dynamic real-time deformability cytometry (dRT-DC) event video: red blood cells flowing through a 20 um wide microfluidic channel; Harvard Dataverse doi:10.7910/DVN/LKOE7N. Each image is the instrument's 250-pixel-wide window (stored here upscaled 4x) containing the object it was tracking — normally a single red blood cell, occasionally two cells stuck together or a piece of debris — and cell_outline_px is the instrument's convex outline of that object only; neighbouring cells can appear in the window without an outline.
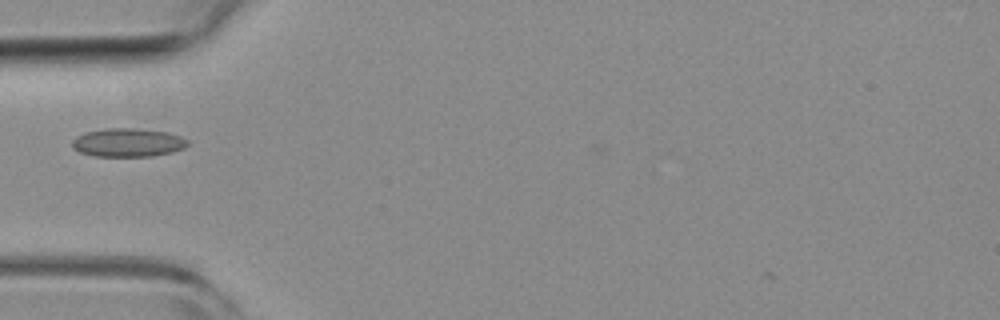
{"species": "common noctule bat (a hibernating species)", "species_latin": "Nyctalus noctula", "temperature_condition": "room temperature", "stored_images_in_passage": 39, "camera_frame_rate_fps": 3000, "um_per_image_px": 0.085, "animal": {"sex": "female", "body_mass_g": 19.3, "forearm_length_mm": 54.1}, "frame": {"image": 1, "passage_image": 2, "time_ms": 0.333, "image_size_px": [1000, 320], "cell_outline_px": [[188, 144], [184, 148], [172, 152], [152, 156], [96, 156], [80, 152], [72, 148], [72, 140], [76, 136], [84, 132], [104, 128], [136, 128], [168, 132], [180, 136], [188, 140]], "centroid_in_image_um": [10.85, 12.11], "position_along_channel_um": 74.1, "area_um2": 19.31}}
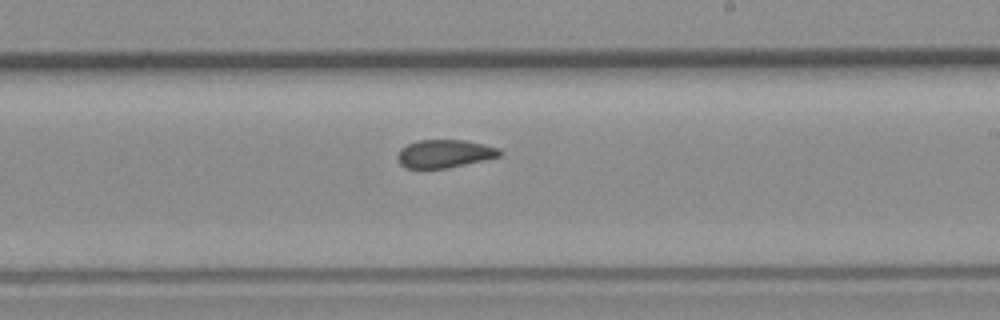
{"frame": {"image": 2, "passage_image": 16, "time_ms": 5.0, "image_size_px": [1000, 320], "cell_outline_px": [[504, 152], [500, 156], [484, 160], [448, 168], [404, 168], [396, 160], [396, 156], [400, 148], [416, 140], [464, 140], [484, 144], [500, 148]], "centroid_in_image_um": [37.77, 13.06], "position_along_channel_um": 251.2, "area_um2": 16.94}}
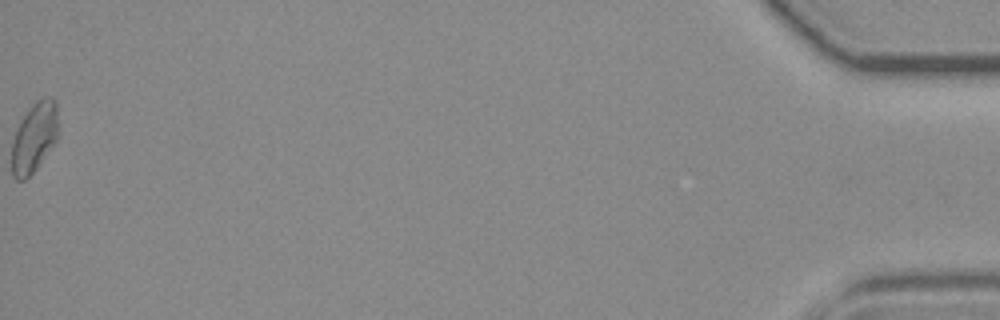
{"frame": {"image": 3, "passage_image": 39, "time_ms": 12.667, "image_size_px": [1000, 320], "cell_outline_px": [[56, 140], [36, 168], [24, 180], [16, 180], [12, 176], [12, 140], [16, 128], [20, 120], [28, 108], [36, 100], [44, 96], [52, 96], [56, 100]], "centroid_in_image_um": [2.87, 11.64], "position_along_channel_um": 432.3, "area_um2": 18.79}, "authors_computed_cell_mechanics": {"area_um2": 17.5712, "velocity_mm_per_s": 3.7855, "shape_relaxation_time_tau1_ms": null, "shape_relaxation_time_tau2_ms": 1.6742, "deformation_change_tau1": null, "deformation_change_tau2": 0.0727}}